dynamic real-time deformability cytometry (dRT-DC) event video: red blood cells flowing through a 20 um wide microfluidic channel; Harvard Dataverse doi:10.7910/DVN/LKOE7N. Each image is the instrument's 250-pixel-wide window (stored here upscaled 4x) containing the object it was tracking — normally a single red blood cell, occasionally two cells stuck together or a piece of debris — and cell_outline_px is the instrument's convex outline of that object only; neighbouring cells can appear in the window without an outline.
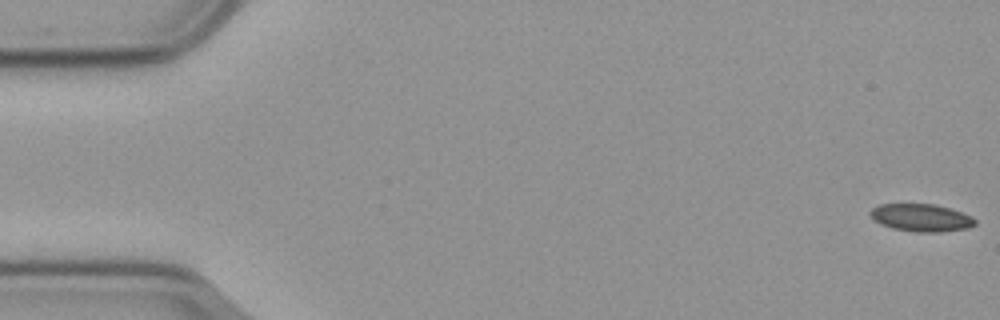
{"species": "common noctule bat (a hibernating species)", "species_latin": "Nyctalus noctula", "temperature_condition": "cold", "stored_images_in_passage": 57, "camera_frame_rate_fps": 3000, "um_per_image_px": 0.085, "animal": {"sex": "male", "body_mass_g": 23.1, "forearm_length_mm": 52.7}, "frame": {"image": 1, "passage_image": 1, "time_ms": 0.0, "image_size_px": [1000, 320], "cell_outline_px": [[976, 224], [968, 228], [940, 232], [916, 232], [892, 228], [880, 224], [872, 220], [868, 212], [872, 208], [880, 204], [932, 204], [948, 208], [972, 216], [976, 220]], "centroid_in_image_um": [78.26, 18.51], "position_along_channel_um": 6.7, "area_um2": 16.88}}
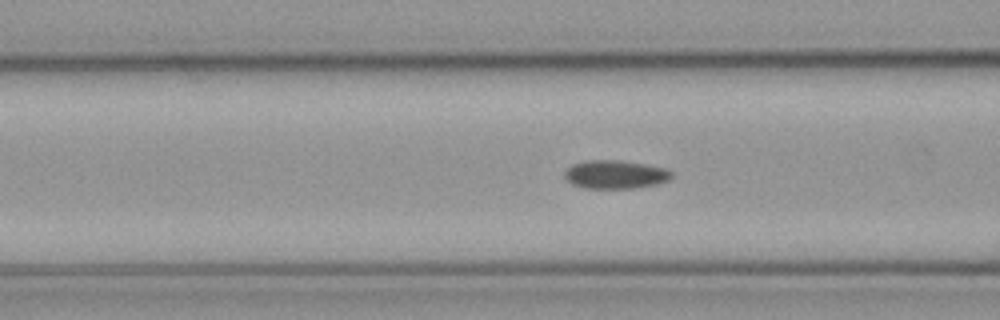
{"frame": {"image": 2, "passage_image": 22, "time_ms": 7.0, "image_size_px": [1000, 320], "cell_outline_px": [[672, 176], [668, 180], [656, 184], [632, 188], [584, 188], [572, 184], [564, 176], [564, 172], [572, 164], [584, 160], [620, 160], [644, 164], [664, 168], [672, 172]], "centroid_in_image_um": [52.27, 14.82], "position_along_channel_um": 114.3, "area_um2": 17.63}}
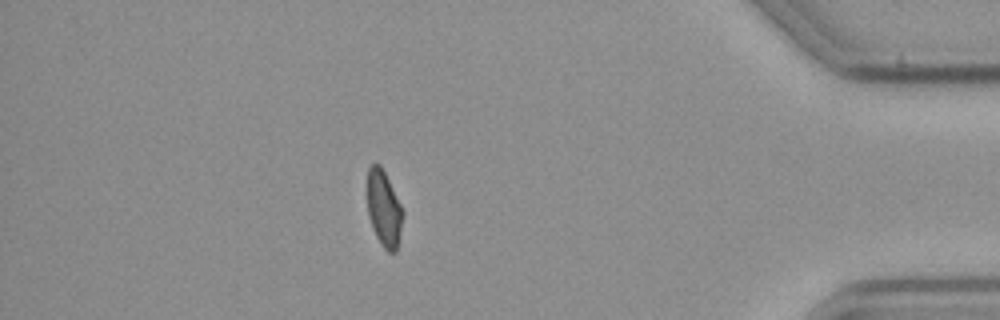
{"frame": {"image": 3, "passage_image": 50, "time_ms": 16.333, "image_size_px": [1000, 320], "cell_outline_px": [[404, 212], [396, 252], [388, 252], [380, 244], [372, 228], [368, 216], [368, 168], [376, 160], [380, 164]], "centroid_in_image_um": [32.62, 17.74], "position_along_channel_um": 402.6, "area_um2": 15.61}}